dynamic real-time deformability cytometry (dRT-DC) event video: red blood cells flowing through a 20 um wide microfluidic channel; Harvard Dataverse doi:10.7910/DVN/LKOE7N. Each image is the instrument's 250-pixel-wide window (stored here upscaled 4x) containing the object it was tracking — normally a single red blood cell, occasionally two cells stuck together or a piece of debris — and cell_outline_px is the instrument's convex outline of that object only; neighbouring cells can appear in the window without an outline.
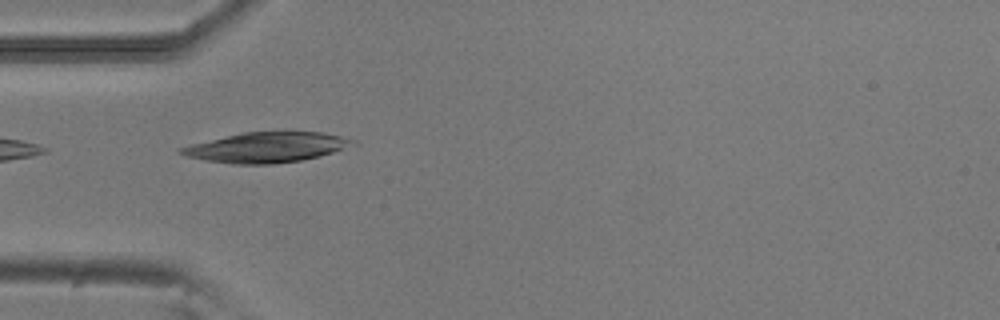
{"species": "common noctule bat (a hibernating species)", "species_latin": "Nyctalus noctula", "temperature_condition": "room temperature", "stored_images_in_passage": 3, "camera_frame_rate_fps": 3000, "um_per_image_px": 0.085, "animal": {"sex": "male", "body_mass_g": 20.5, "forearm_length_mm": 52.5}, "frame": {"image": 1, "passage_image": 2, "time_ms": 0.333, "image_size_px": [1000, 320], "cell_outline_px": [[360, 144], [320, 156], [300, 160], [272, 164], [232, 164], [204, 160], [184, 156], [176, 152], [176, 148], [192, 144], [244, 132], [324, 132], [356, 140]], "centroid_in_image_um": [22.67, 12.53], "position_along_channel_um": 62.3, "area_um2": 30.29}}
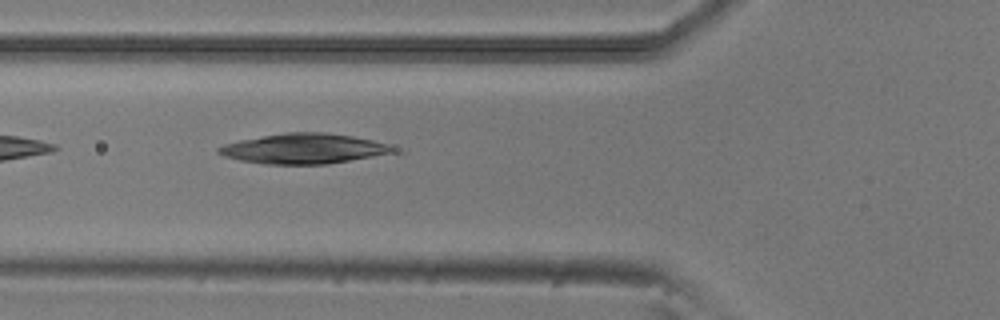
{"frame": {"image": 2, "passage_image": 3, "time_ms": 0.667, "image_size_px": [1000, 320], "cell_outline_px": [[408, 152], [328, 164], [264, 164], [240, 160], [224, 156], [216, 152], [216, 148], [224, 144], [240, 140], [288, 132], [324, 132], [352, 136], [372, 140], [388, 144]], "centroid_in_image_um": [25.97, 12.65], "position_along_channel_um": 99.8, "area_um2": 31.21}}